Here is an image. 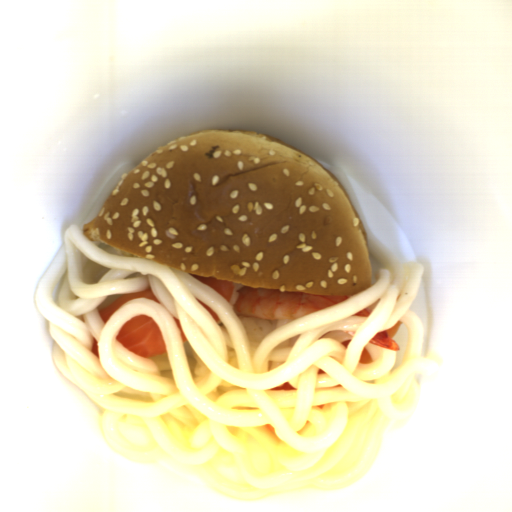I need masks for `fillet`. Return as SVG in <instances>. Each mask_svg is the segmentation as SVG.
I'll use <instances>...</instances> for the list:
<instances>
[{
    "mask_svg": "<svg viewBox=\"0 0 512 512\" xmlns=\"http://www.w3.org/2000/svg\"><path fill=\"white\" fill-rule=\"evenodd\" d=\"M357 363H360V364H368V363H373L372 361V358L369 354V352L367 351L366 347L364 346L363 350H362V353L360 355V358L358 360Z\"/></svg>",
    "mask_w": 512,
    "mask_h": 512,
    "instance_id": "4",
    "label": "fillet"
},
{
    "mask_svg": "<svg viewBox=\"0 0 512 512\" xmlns=\"http://www.w3.org/2000/svg\"><path fill=\"white\" fill-rule=\"evenodd\" d=\"M401 325H402V322L400 321H396L395 324L390 327L389 329H387V332L391 335V337L394 339L395 336L397 335L398 331L400 330L401 328ZM395 340V339H394ZM396 341V340H395Z\"/></svg>",
    "mask_w": 512,
    "mask_h": 512,
    "instance_id": "6",
    "label": "fillet"
},
{
    "mask_svg": "<svg viewBox=\"0 0 512 512\" xmlns=\"http://www.w3.org/2000/svg\"><path fill=\"white\" fill-rule=\"evenodd\" d=\"M91 351L95 354V356L99 359V356H98V340L95 339L93 337V344H92V348H91Z\"/></svg>",
    "mask_w": 512,
    "mask_h": 512,
    "instance_id": "8",
    "label": "fillet"
},
{
    "mask_svg": "<svg viewBox=\"0 0 512 512\" xmlns=\"http://www.w3.org/2000/svg\"><path fill=\"white\" fill-rule=\"evenodd\" d=\"M174 321H175V323H176V325H177V327H178V329H179V331L181 333V339H182V344H183L186 341H188V339H187V337H186V335H185V333H184V331H183V329H182V327L180 325L179 320L175 316H174Z\"/></svg>",
    "mask_w": 512,
    "mask_h": 512,
    "instance_id": "7",
    "label": "fillet"
},
{
    "mask_svg": "<svg viewBox=\"0 0 512 512\" xmlns=\"http://www.w3.org/2000/svg\"><path fill=\"white\" fill-rule=\"evenodd\" d=\"M135 299H147L154 302H159L157 297L153 294V292L149 290H144L137 293H126L124 295L119 296L112 304L107 306L104 309H97L104 324L108 321V319L116 313L121 307H123L128 302ZM160 303V302H159Z\"/></svg>",
    "mask_w": 512,
    "mask_h": 512,
    "instance_id": "2",
    "label": "fillet"
},
{
    "mask_svg": "<svg viewBox=\"0 0 512 512\" xmlns=\"http://www.w3.org/2000/svg\"><path fill=\"white\" fill-rule=\"evenodd\" d=\"M202 307H204L207 311H209L212 315V317L214 318L215 322L219 324L220 322V318L219 316L216 314V312L210 308L207 304H205L204 302H202L201 300H199L198 298L195 299Z\"/></svg>",
    "mask_w": 512,
    "mask_h": 512,
    "instance_id": "5",
    "label": "fillet"
},
{
    "mask_svg": "<svg viewBox=\"0 0 512 512\" xmlns=\"http://www.w3.org/2000/svg\"><path fill=\"white\" fill-rule=\"evenodd\" d=\"M190 275L214 288L218 292V294L225 300V302L229 305L233 293L235 291L236 282L194 274Z\"/></svg>",
    "mask_w": 512,
    "mask_h": 512,
    "instance_id": "3",
    "label": "fillet"
},
{
    "mask_svg": "<svg viewBox=\"0 0 512 512\" xmlns=\"http://www.w3.org/2000/svg\"><path fill=\"white\" fill-rule=\"evenodd\" d=\"M115 338L122 347L143 358L153 360L167 354L161 330L149 315L128 319Z\"/></svg>",
    "mask_w": 512,
    "mask_h": 512,
    "instance_id": "1",
    "label": "fillet"
}]
</instances>
